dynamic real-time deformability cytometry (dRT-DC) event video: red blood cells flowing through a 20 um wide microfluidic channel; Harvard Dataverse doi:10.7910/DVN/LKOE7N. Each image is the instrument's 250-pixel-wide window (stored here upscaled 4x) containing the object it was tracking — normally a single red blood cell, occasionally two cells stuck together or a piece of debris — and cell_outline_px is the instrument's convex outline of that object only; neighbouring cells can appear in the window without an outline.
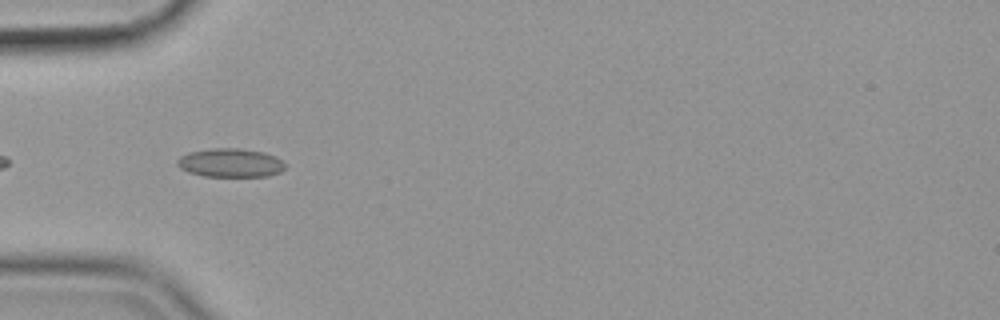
{"species": "common noctule bat (a hibernating species)", "species_latin": "Nyctalus noctula", "temperature_condition": "cold", "stored_images_in_passage": 41, "camera_frame_rate_fps": 3000, "um_per_image_px": 0.085, "animal": {"sex": "female", "body_mass_g": 19.9}, "frame": {"image": 1, "passage_image": 3, "time_ms": 0.667, "image_size_px": [1000, 320], "cell_outline_px": [[284, 168], [280, 172], [268, 176], [204, 176], [188, 172], [180, 168], [176, 164], [176, 160], [180, 156], [188, 152], [212, 148], [240, 148], [264, 152], [276, 156], [284, 164]], "centroid_in_image_um": [19.55, 13.83], "position_along_channel_um": 65.4, "area_um2": 18.09}}
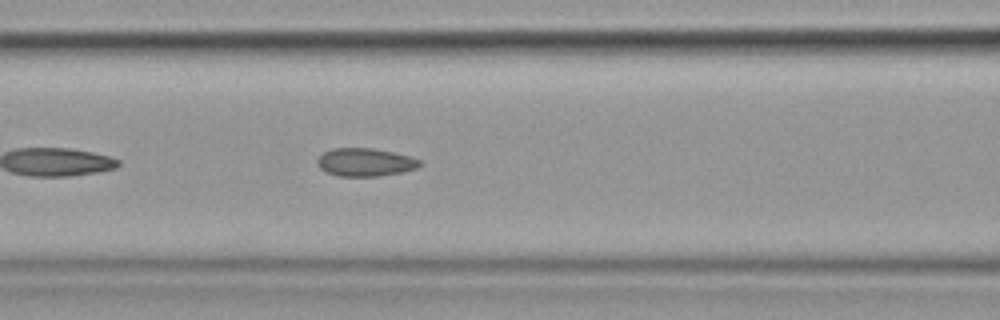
{"frame": {"image": 2, "passage_image": 9, "time_ms": 2.667, "image_size_px": [1000, 320], "cell_outline_px": [[420, 164], [416, 168], [400, 172], [376, 176], [336, 176], [320, 168], [316, 164], [316, 160], [324, 152], [332, 148], [372, 148], [392, 152], [408, 156], [420, 160]], "centroid_in_image_um": [30.98, 13.78], "position_along_channel_um": 135.6, "area_um2": 16.53}}
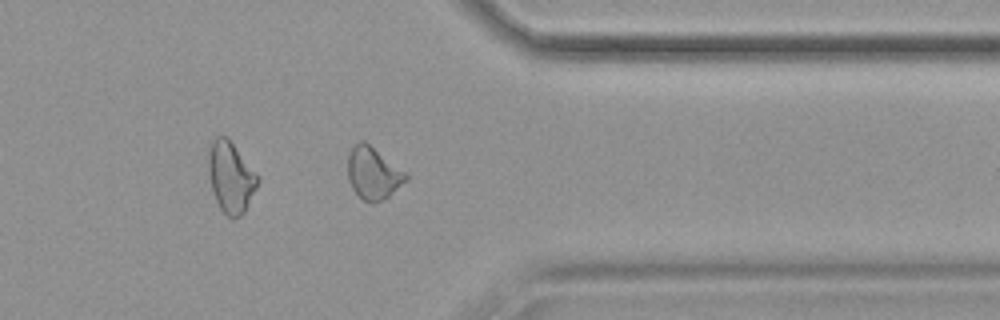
{"frame": {"image": 3, "passage_image": 30, "time_ms": 9.667, "image_size_px": [1000, 320], "cell_outline_px": [[408, 180], [388, 196], [372, 204], [364, 200], [352, 188], [348, 180], [348, 152], [360, 140], [364, 140], [408, 172]], "centroid_in_image_um": [31.74, 14.7], "position_along_channel_um": 379.7, "area_um2": 17.8}, "authors_computed_cell_mechanics": {"area_um2": 17.1666, "velocity_mm_per_s": 3.5688, "shape_relaxation_time_tau1_ms": null, "shape_relaxation_time_tau2_ms": 2.4414, "deformation_change_tau1": null, "deformation_change_tau2": 0.0731}}